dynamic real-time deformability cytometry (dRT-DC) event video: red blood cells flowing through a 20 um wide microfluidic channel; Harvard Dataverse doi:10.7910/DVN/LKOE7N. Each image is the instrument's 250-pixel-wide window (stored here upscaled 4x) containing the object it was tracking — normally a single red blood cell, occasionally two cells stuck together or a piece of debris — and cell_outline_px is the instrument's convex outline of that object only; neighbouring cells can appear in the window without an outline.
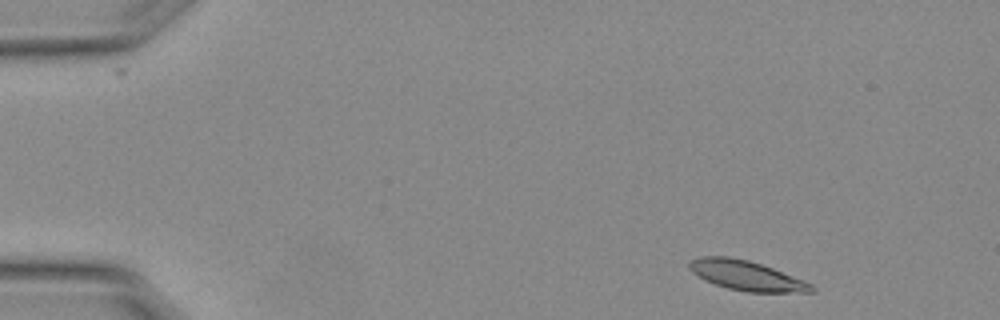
{"species": "Egyptian fruit bat (a non-hibernating species)", "species_latin": "Rousettus aegyptiacus", "temperature_condition": "warm", "stored_images_in_passage": 49, "camera_frame_rate_fps": 3000, "um_per_image_px": 0.085, "animal": {"sex": "female"}, "frame": {"image": 1, "passage_image": 2, "time_ms": 0.333, "image_size_px": [1000, 320], "cell_outline_px": [[816, 292], [748, 292], [728, 288], [704, 280], [692, 272], [688, 268], [688, 260], [700, 256], [728, 256], [748, 260], [772, 268], [804, 280], [812, 284], [816, 288]], "centroid_in_image_um": [63.43, 23.41], "position_along_channel_um": 21.6, "area_um2": 21.21}}
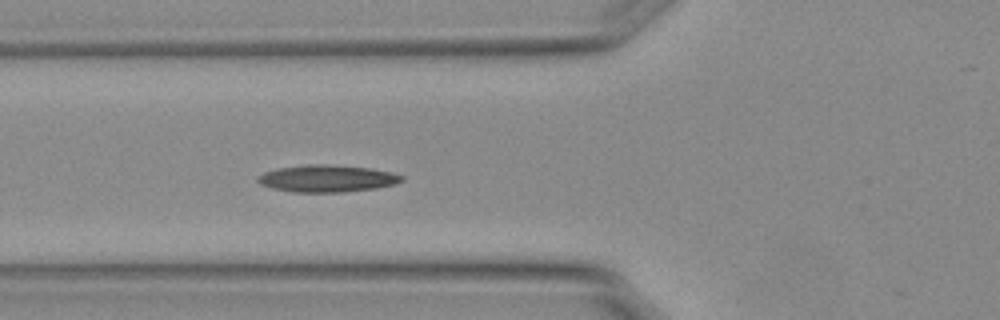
{"frame": {"image": 2, "passage_image": 16, "time_ms": 5.0, "image_size_px": [1000, 320], "cell_outline_px": [[404, 180], [392, 184], [376, 188], [344, 192], [292, 192], [272, 188], [260, 184], [256, 180], [264, 172], [276, 168], [304, 164], [324, 164], [372, 168], [392, 172], [404, 176]], "centroid_in_image_um": [27.79, 15.16], "position_along_channel_um": 98.0, "area_um2": 22.77}}
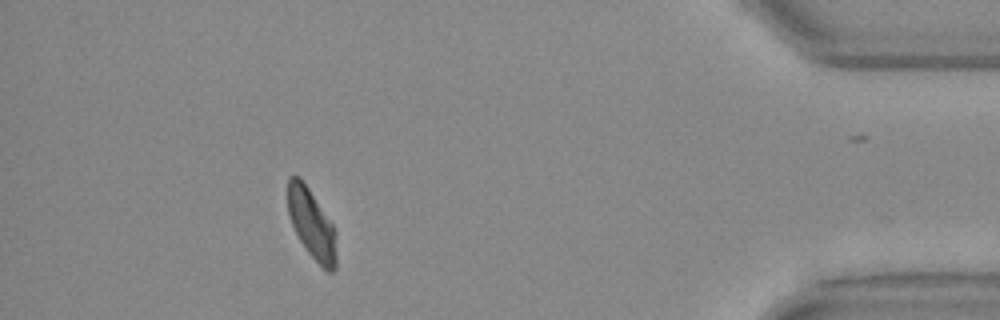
{"frame": {"image": 3, "passage_image": 45, "time_ms": 14.667, "image_size_px": [1000, 320], "cell_outline_px": [[336, 268], [332, 272], [328, 272], [308, 252], [300, 240], [292, 224], [288, 212], [288, 180], [292, 176], [300, 176], [332, 224], [336, 232]], "centroid_in_image_um": [26.5, 19.05], "position_along_channel_um": 408.7, "area_um2": 19.31}, "authors_computed_cell_mechanics": {"area_um2": 21.2126, "velocity_mm_per_s": 3.7396, "shape_relaxation_time_tau1_ms": 7.627, "shape_relaxation_time_tau2_ms": 3.6425, "deformation_change_tau1": 0.1935, "deformation_change_tau2": 0.1009}}